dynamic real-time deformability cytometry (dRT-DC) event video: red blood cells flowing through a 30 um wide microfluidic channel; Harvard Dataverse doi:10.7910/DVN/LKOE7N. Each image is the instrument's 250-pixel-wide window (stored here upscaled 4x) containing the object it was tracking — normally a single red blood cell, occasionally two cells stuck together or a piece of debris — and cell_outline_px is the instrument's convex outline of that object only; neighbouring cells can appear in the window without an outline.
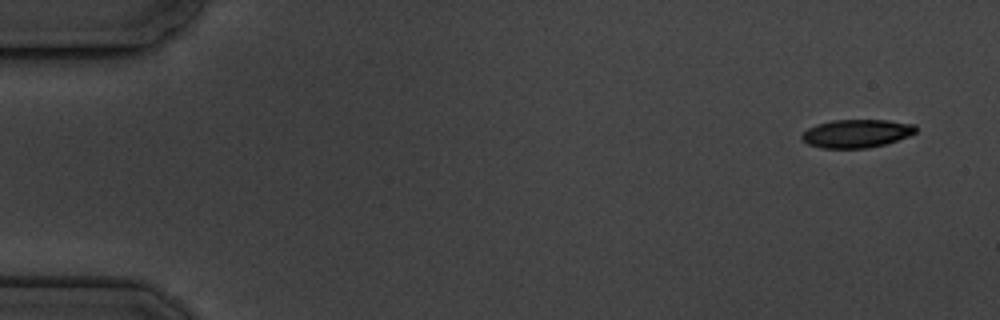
{"species": "common noctule bat (a hibernating species)", "species_latin": "Nyctalus noctula", "temperature_condition": "cold", "stored_images_in_passage": 4, "segment_of_instrument_passage": [2, 2], "camera_frame_rate_fps": 3000, "um_per_image_px": 0.085, "animal": {"sex": "male", "body_mass_g": 19.5, "forearm_length_mm": 54.6}, "frame": {"image": 1, "passage_image": 4, "time_ms": 4.667, "image_size_px": [1000, 320], "cell_outline_px": [[916, 132], [908, 136], [884, 144], [868, 148], [820, 148], [808, 144], [800, 136], [808, 128], [816, 124], [832, 120], [888, 120], [916, 124]], "centroid_in_image_um": [72.8, 11.34], "position_along_channel_um": 12.2, "area_um2": 18.73}}